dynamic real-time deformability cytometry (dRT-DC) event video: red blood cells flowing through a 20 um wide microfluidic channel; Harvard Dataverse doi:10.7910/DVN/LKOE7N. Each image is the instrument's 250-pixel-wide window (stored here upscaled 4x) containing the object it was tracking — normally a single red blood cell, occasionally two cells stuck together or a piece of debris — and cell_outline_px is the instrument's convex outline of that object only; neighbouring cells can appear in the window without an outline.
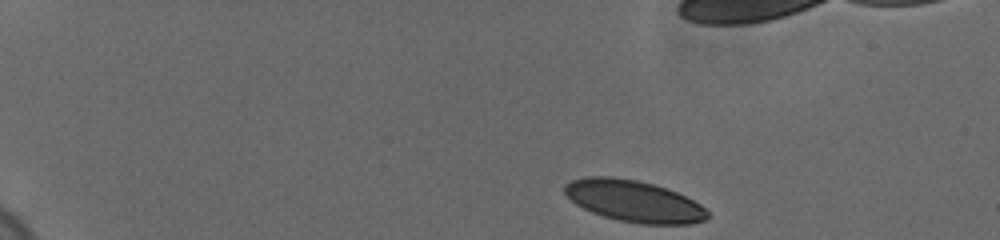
{"species": "human", "species_latin": "Homo sapiens", "temperature_condition": "cold", "stored_images_in_passage": 48, "camera_frame_rate_fps": 3000, "um_per_image_px": 0.085, "donor": {"sex": "female"}, "frame": {"image": 1, "passage_image": 1, "time_ms": 0.0, "image_size_px": [1000, 240], "cell_outline_px": [[708, 220], [692, 224], [640, 224], [620, 220], [604, 216], [592, 212], [576, 204], [564, 192], [564, 184], [572, 180], [588, 176], [612, 176], [636, 180], [652, 184], [676, 192], [700, 204], [708, 212]], "centroid_in_image_um": [53.89, 17.1], "position_along_channel_um": 31.1, "area_um2": 34.39}}
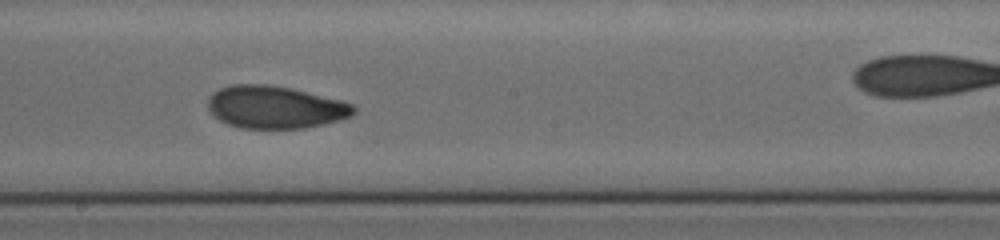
{"frame": {"image": 2, "passage_image": 26, "time_ms": 8.333, "image_size_px": [1000, 240], "cell_outline_px": [[356, 112], [352, 116], [340, 120], [324, 124], [304, 128], [240, 128], [228, 124], [212, 116], [208, 112], [208, 96], [212, 92], [220, 88], [232, 84], [268, 84], [292, 88], [344, 100], [352, 104], [356, 108]], "centroid_in_image_um": [23.39, 9.1], "position_along_channel_um": 224.8, "area_um2": 36.7}}
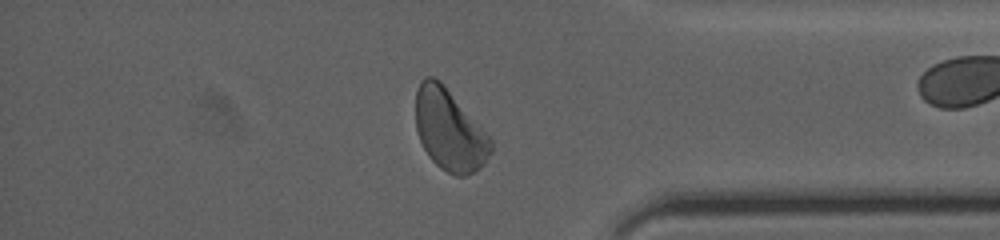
{"frame": {"image": 3, "passage_image": 41, "time_ms": 13.333, "image_size_px": [1000, 240], "cell_outline_px": [[492, 152], [484, 164], [480, 168], [468, 176], [456, 176], [440, 168], [428, 156], [420, 140], [416, 128], [416, 92], [420, 80], [424, 76], [432, 76], [440, 80], [492, 140]], "centroid_in_image_um": [38.19, 11.07], "position_along_channel_um": 397.0, "area_um2": 35.49}, "authors_computed_cell_mechanics": {"area_um2": 35.7782, "velocity_mm_per_s": 3.651, "shape_relaxation_time_tau1_ms": 6.8525, "shape_relaxation_time_tau2_ms": 2.0254, "deformation_change_tau1": 0.1795, "deformation_change_tau2": 0.071}}